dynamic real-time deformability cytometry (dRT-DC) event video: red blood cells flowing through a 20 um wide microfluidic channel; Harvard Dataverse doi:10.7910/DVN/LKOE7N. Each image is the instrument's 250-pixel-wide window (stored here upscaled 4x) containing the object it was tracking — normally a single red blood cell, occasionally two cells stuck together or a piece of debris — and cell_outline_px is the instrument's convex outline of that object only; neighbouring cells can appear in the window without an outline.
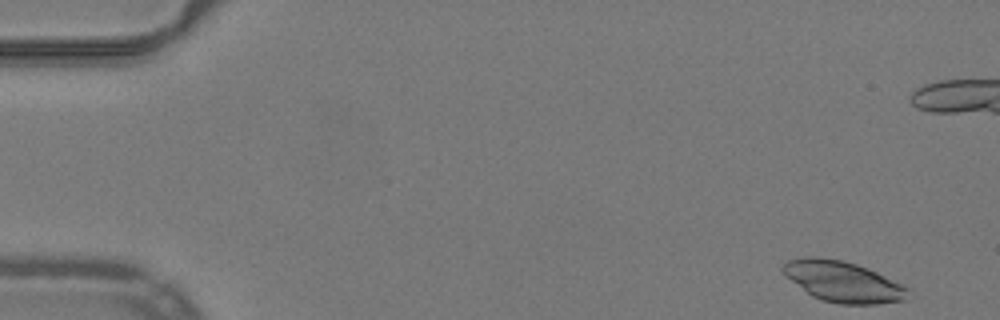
{"species": "common noctule bat (a hibernating species)", "species_latin": "Nyctalus noctula", "temperature_condition": "warm", "stored_images_in_passage": 19, "camera_frame_rate_fps": 3000, "um_per_image_px": 0.085, "animal": {"sex": "male", "body_mass_g": 19.2, "forearm_length_mm": 51.8}, "frame": {"image": 1, "passage_image": 1, "time_ms": 0.0, "image_size_px": [1000, 320], "cell_outline_px": [[908, 288], [904, 300], [876, 304], [840, 304], [820, 300], [812, 296], [784, 276], [780, 268], [788, 260], [804, 256], [820, 256], [844, 260], [868, 268]], "centroid_in_image_um": [71.55, 23.92], "position_along_channel_um": 13.4, "area_um2": 29.71}}